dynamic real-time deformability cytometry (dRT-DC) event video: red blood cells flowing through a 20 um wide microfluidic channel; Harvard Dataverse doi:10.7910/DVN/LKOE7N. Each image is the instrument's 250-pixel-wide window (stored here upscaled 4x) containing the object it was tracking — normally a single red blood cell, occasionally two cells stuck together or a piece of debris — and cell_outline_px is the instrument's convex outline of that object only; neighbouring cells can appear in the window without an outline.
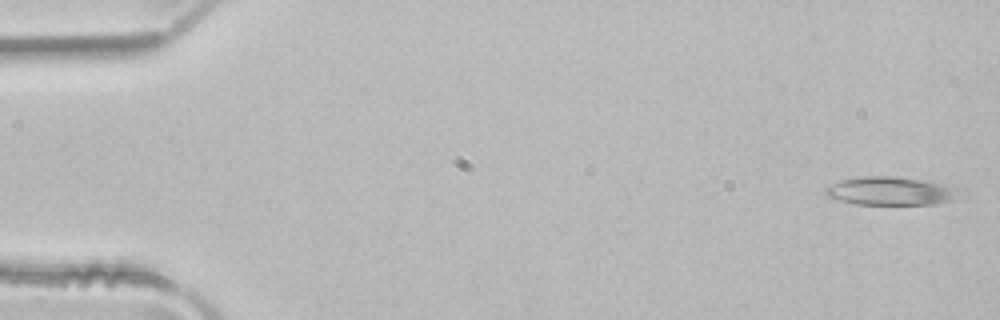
{"species": "common noctule bat (a hibernating species)", "species_latin": "Nyctalus noctula", "temperature_condition": "room temperature", "stored_images_in_passage": 5, "camera_frame_rate_fps": 3000, "um_per_image_px": 0.085, "animal": {"sex": "male", "body_mass_g": 21.5, "forearm_length_mm": 52.0}, "frame": {"image": 1, "passage_image": 1, "time_ms": 0.0, "image_size_px": [1000, 320], "cell_outline_px": [[968, 196], [952, 200], [932, 204], [856, 204], [840, 200], [828, 196], [824, 192], [824, 188], [840, 180], [864, 176], [892, 176], [920, 180], [968, 188]], "centroid_in_image_um": [75.91, 16.24], "position_along_channel_um": 9.1, "area_um2": 22.66}}